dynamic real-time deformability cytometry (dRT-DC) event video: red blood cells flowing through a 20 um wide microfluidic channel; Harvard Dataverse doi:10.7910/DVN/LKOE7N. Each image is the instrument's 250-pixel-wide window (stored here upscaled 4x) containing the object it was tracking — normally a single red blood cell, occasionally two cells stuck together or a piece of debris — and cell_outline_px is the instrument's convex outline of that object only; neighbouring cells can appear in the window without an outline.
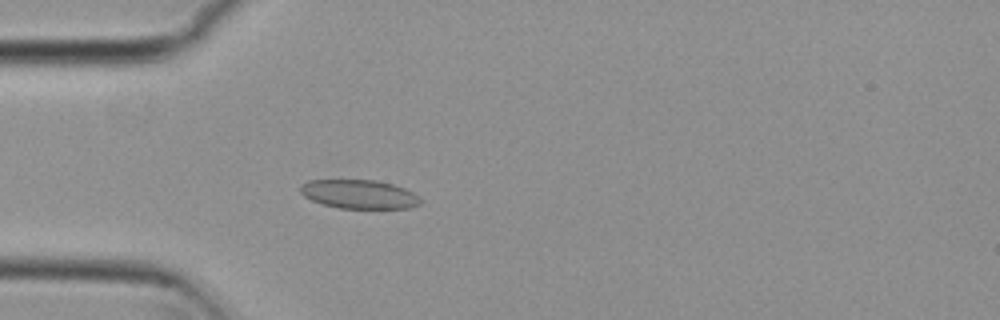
{"species": "common noctule bat (a hibernating species)", "species_latin": "Nyctalus noctula", "temperature_condition": "cold", "stored_images_in_passage": 48, "camera_frame_rate_fps": 3000, "um_per_image_px": 0.085, "animal": {"sex": "female", "body_mass_g": 29.2, "forearm_length_mm": 56.3}, "frame": {"image": 1, "passage_image": 9, "time_ms": 2.667, "image_size_px": [1000, 320], "cell_outline_px": [[420, 204], [408, 208], [340, 208], [324, 204], [312, 200], [304, 196], [300, 192], [300, 184], [308, 180], [376, 180], [392, 184], [404, 188], [412, 192], [420, 200]], "centroid_in_image_um": [30.49, 16.5], "position_along_channel_um": 54.5, "area_um2": 20.0}}
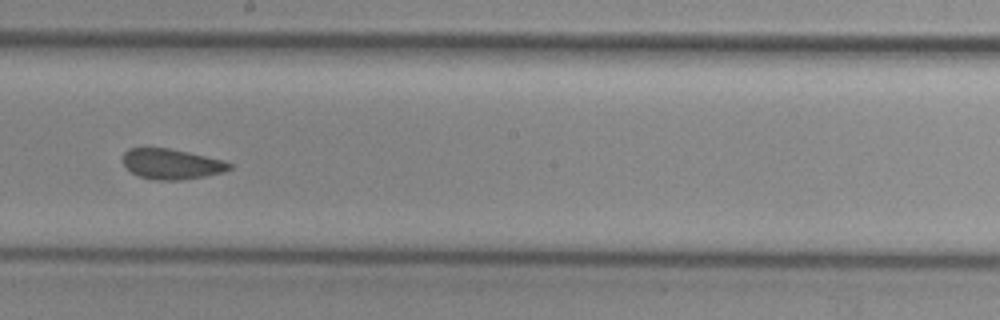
{"frame": {"image": 2, "passage_image": 24, "time_ms": 7.667, "image_size_px": [1000, 320], "cell_outline_px": [[232, 168], [224, 172], [204, 176], [180, 180], [152, 180], [140, 176], [132, 172], [120, 160], [124, 152], [128, 148], [168, 148], [188, 152], [224, 160], [232, 164]], "centroid_in_image_um": [14.57, 13.94], "position_along_channel_um": 233.6, "area_um2": 18.9}}
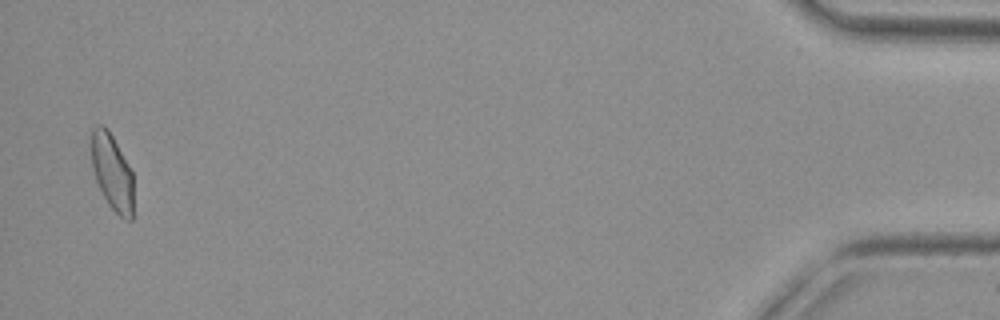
{"frame": {"image": 3, "passage_image": 47, "time_ms": 15.333, "image_size_px": [1000, 320], "cell_outline_px": [[132, 220], [124, 220], [108, 204], [96, 180], [92, 168], [92, 128], [96, 124], [104, 124], [108, 128], [132, 172]], "centroid_in_image_um": [9.52, 14.6], "position_along_channel_um": 425.7, "area_um2": 18.44}, "authors_computed_cell_mechanics": {"area_um2": 19.6231, "velocity_mm_per_s": 3.7235, "shape_relaxation_time_tau1_ms": null, "shape_relaxation_time_tau2_ms": 1.8214, "deformation_change_tau1": null, "deformation_change_tau2": 0.0796}}